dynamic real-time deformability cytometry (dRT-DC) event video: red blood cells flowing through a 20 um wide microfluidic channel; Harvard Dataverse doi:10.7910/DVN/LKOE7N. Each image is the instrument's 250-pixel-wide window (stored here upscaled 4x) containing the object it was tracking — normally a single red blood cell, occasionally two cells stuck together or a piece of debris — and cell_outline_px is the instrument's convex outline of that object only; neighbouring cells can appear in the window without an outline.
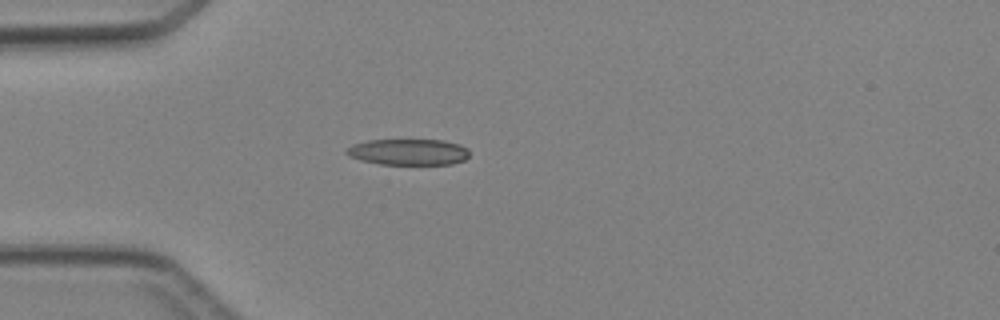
{"species": "Egyptian fruit bat (a non-hibernating species)", "species_latin": "Rousettus aegyptiacus", "temperature_condition": "cold", "stored_images_in_passage": 4, "camera_frame_rate_fps": 3000, "um_per_image_px": 0.085, "animal": {"sex": "female"}, "frame": {"image": 1, "passage_image": 4, "time_ms": 3.667, "image_size_px": [1000, 320], "cell_outline_px": [[468, 156], [464, 160], [452, 164], [380, 164], [360, 160], [348, 156], [344, 152], [352, 144], [368, 140], [444, 140], [460, 144], [468, 148]], "centroid_in_image_um": [34.71, 12.91], "position_along_channel_um": 50.3, "area_um2": 18.79}}